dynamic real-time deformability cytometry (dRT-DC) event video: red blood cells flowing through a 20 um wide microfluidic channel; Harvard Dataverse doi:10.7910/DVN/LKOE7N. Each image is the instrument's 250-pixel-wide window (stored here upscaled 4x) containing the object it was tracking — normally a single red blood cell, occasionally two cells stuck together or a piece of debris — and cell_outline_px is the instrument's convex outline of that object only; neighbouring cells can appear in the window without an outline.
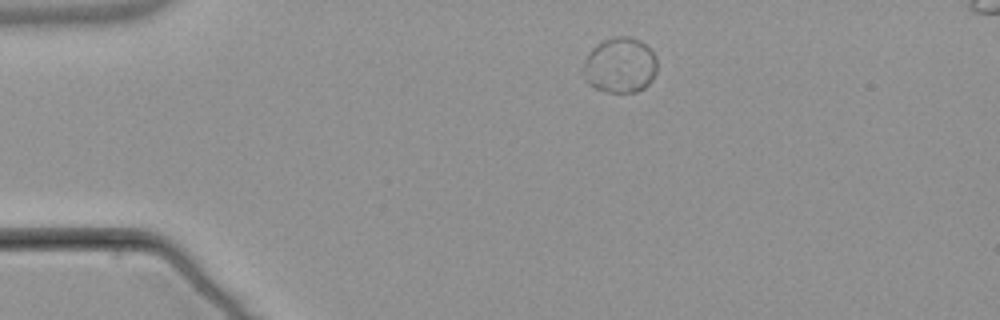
{"species": "common noctule bat (a hibernating species)", "species_latin": "Nyctalus noctula", "temperature_condition": "warm", "stored_images_in_passage": 3, "camera_frame_rate_fps": 3000, "um_per_image_px": 0.085, "animal": {"sex": "male", "body_mass_g": 21.5, "forearm_length_mm": 52.0}, "frame": {"image": 1, "passage_image": 1, "time_ms": 0.0, "image_size_px": [1000, 320], "cell_outline_px": [[656, 72], [652, 80], [644, 88], [636, 92], [608, 92], [596, 88], [588, 84], [584, 80], [584, 60], [588, 52], [596, 44], [604, 40], [616, 36], [632, 36], [640, 40], [656, 56]], "centroid_in_image_um": [52.69, 5.54], "position_along_channel_um": 32.3, "area_um2": 23.99}}